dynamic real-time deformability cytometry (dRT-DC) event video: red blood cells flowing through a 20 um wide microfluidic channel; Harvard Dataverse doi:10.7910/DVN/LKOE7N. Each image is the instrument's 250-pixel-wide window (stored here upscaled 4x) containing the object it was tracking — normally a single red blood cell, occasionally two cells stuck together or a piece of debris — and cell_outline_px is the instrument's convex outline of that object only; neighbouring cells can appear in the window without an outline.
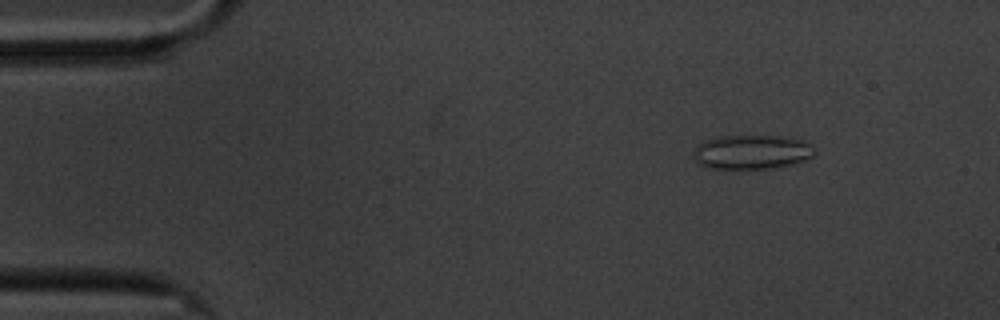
{"species": "common noctule bat (a hibernating species)", "species_latin": "Nyctalus noctula", "temperature_condition": "cold", "stored_images_in_passage": 31, "camera_frame_rate_fps": 3000, "um_per_image_px": 0.085, "animal": {"sex": "male", "body_mass_g": 20.1, "forearm_length_mm": 53.5}, "frame": {"image": 1, "passage_image": 1, "time_ms": 0.0, "image_size_px": [1000, 320], "cell_outline_px": [[816, 152], [812, 156], [796, 164], [772, 168], [740, 172], [704, 168], [692, 156], [696, 148], [704, 140], [720, 136], [784, 136], [804, 140], [812, 144], [816, 148]], "centroid_in_image_um": [63.91, 12.97], "position_along_channel_um": 21.1, "area_um2": 25.37}}
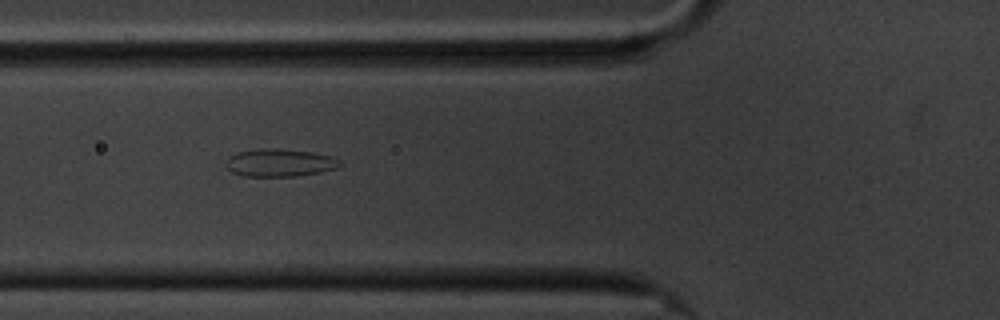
{"frame": {"image": 2, "passage_image": 15, "time_ms": 4.667, "image_size_px": [1000, 320], "cell_outline_px": [[344, 164], [336, 168], [320, 172], [296, 176], [244, 176], [232, 172], [224, 164], [228, 156], [236, 152], [260, 148], [276, 148], [312, 152], [328, 156], [340, 160]], "centroid_in_image_um": [23.74, 13.82], "position_along_channel_um": 102.1, "area_um2": 18.5}}
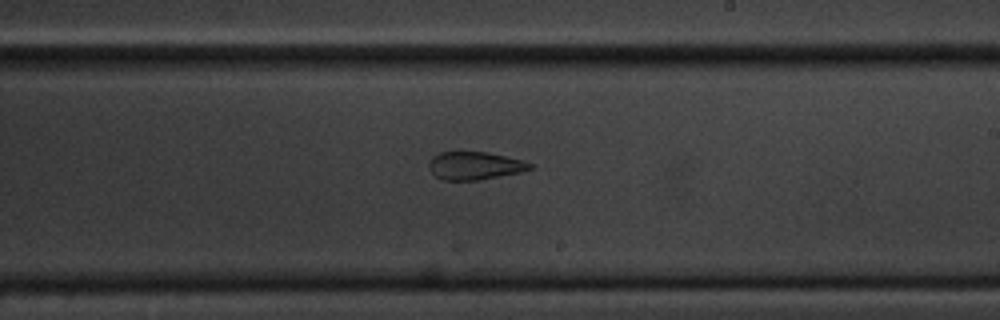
{"frame": {"image": 3, "passage_image": 28, "time_ms": 9.0, "image_size_px": [1000, 320], "cell_outline_px": [[532, 168], [520, 172], [480, 180], [444, 180], [436, 176], [428, 168], [428, 164], [432, 156], [440, 152], [488, 152], [520, 160], [532, 164]], "centroid_in_image_um": [40.31, 14.08], "position_along_channel_um": 248.7, "area_um2": 16.3}}